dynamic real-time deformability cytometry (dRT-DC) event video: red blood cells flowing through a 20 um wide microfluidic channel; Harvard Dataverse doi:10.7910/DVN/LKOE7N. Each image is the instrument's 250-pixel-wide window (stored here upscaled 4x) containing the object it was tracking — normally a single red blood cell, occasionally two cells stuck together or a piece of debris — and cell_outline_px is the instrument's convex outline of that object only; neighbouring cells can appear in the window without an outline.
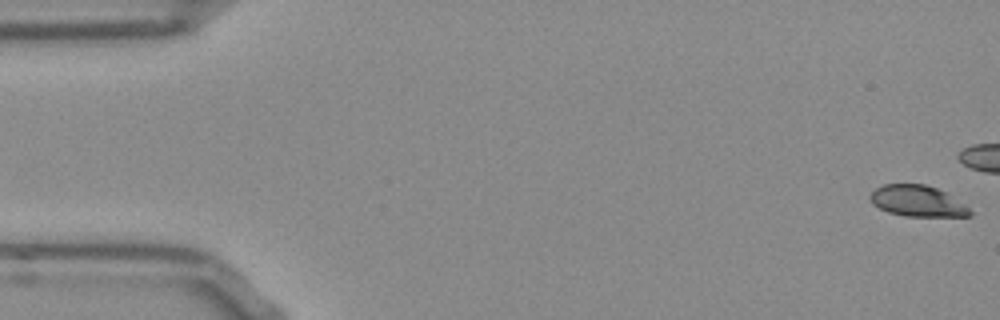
{"species": "Egyptian fruit bat (a non-hibernating species)", "species_latin": "Rousettus aegyptiacus", "temperature_condition": "room temperature", "stored_images_in_passage": 4, "camera_frame_rate_fps": 3000, "um_per_image_px": 0.085, "frame": {"image": 1, "passage_image": 1, "time_ms": 0.0, "image_size_px": [1000, 320], "cell_outline_px": [[972, 212], [968, 216], [904, 216], [888, 212], [872, 204], [868, 196], [876, 188], [884, 184], [924, 184], [936, 188], [944, 192], [968, 208]], "centroid_in_image_um": [77.91, 17.09], "position_along_channel_um": 7.1, "area_um2": 17.74}}